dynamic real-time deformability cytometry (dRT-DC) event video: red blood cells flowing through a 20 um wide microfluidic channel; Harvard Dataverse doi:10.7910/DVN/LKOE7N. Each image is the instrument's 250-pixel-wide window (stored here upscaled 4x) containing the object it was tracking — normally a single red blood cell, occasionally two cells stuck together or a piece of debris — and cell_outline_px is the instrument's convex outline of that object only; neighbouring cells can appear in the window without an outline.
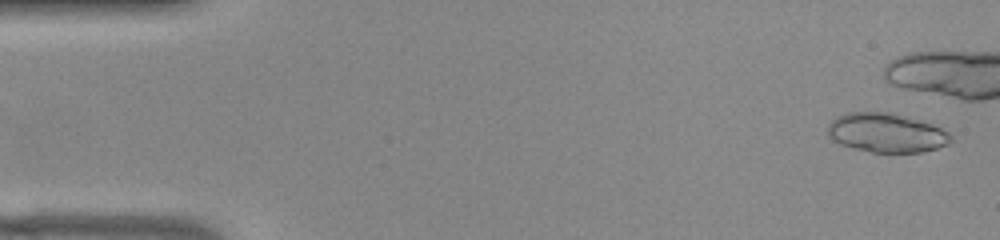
{"species": "common noctule bat (a hibernating species)", "species_latin": "Nyctalus noctula", "temperature_condition": "warm", "stored_images_in_passage": 10, "camera_frame_rate_fps": 3000, "um_per_image_px": 0.085, "animal": {"sex": "female", "body_mass_g": 22.0, "forearm_length_mm": 56.7}, "frame": {"image": 1, "passage_image": 2, "time_ms": 0.333, "image_size_px": [1000, 240], "cell_outline_px": [[952, 140], [948, 144], [924, 152], [872, 152], [840, 144], [832, 140], [828, 136], [828, 124], [836, 116], [848, 112], [896, 112], [924, 120], [948, 132], [952, 136]], "centroid_in_image_um": [75.36, 11.26], "position_along_channel_um": 9.6, "area_um2": 28.44}}